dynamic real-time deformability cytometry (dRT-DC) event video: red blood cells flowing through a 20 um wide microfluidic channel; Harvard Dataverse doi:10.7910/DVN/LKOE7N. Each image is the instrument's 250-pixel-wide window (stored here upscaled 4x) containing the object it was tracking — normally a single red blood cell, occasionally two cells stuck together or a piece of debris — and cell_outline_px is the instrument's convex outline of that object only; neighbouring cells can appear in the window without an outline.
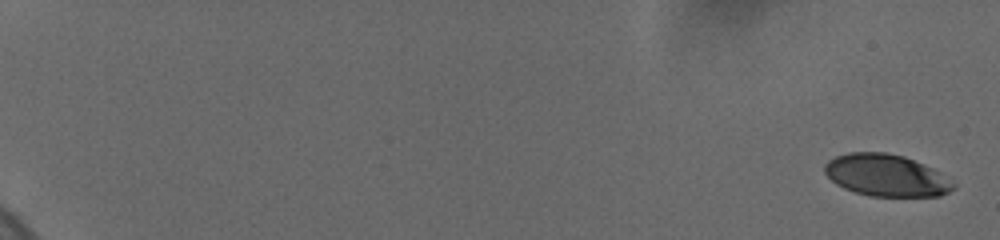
{"species": "human", "species_latin": "Homo sapiens", "temperature_condition": "cold", "stored_images_in_passage": 11, "camera_frame_rate_fps": 3000, "um_per_image_px": 0.085, "donor": {"sex": "female"}, "frame": {"image": 1, "passage_image": 1, "time_ms": 0.0, "image_size_px": [1000, 240], "cell_outline_px": [[956, 188], [940, 196], [868, 196], [844, 188], [836, 184], [824, 172], [824, 164], [828, 160], [836, 156], [848, 152], [888, 152], [904, 156], [924, 164], [932, 168], [956, 184]], "centroid_in_image_um": [75.32, 14.9], "position_along_channel_um": 9.7, "area_um2": 31.5}}
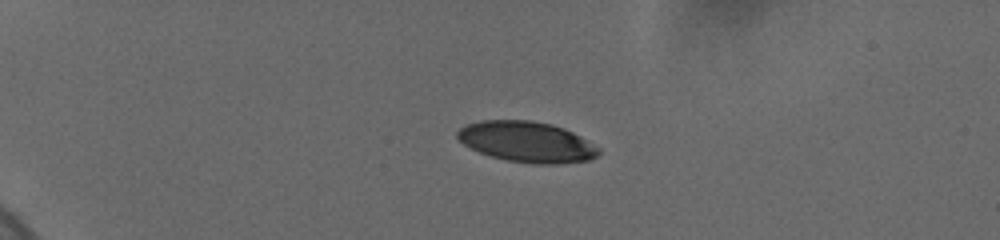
{"frame": {"image": 2, "passage_image": 7, "time_ms": 5.0, "image_size_px": [1000, 240], "cell_outline_px": [[600, 152], [596, 156], [588, 160], [560, 164], [532, 164], [508, 160], [492, 156], [480, 152], [464, 144], [456, 136], [456, 132], [460, 128], [468, 124], [480, 120], [532, 120], [552, 124], [564, 128], [580, 136], [600, 148]], "centroid_in_image_um": [44.79, 12.05], "position_along_channel_um": 40.2, "area_um2": 33.41}}
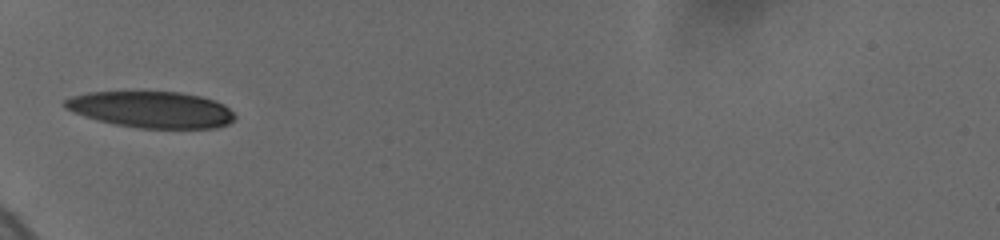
{"frame": {"image": 3, "passage_image": 10, "time_ms": 7.667, "image_size_px": [1000, 240], "cell_outline_px": [[236, 116], [228, 124], [216, 128], [140, 128], [116, 124], [84, 116], [64, 108], [64, 100], [72, 96], [88, 92], [180, 92], [200, 96], [224, 104]], "centroid_in_image_um": [12.87, 9.31], "position_along_channel_um": 72.1, "area_um2": 35.78}}